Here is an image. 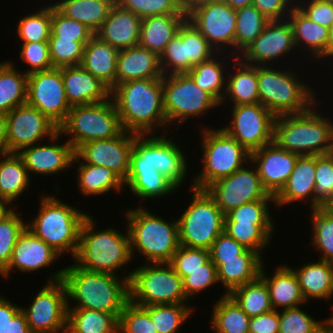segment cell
I'll list each match as a JSON object with an SVG mask.
<instances>
[{
	"mask_svg": "<svg viewBox=\"0 0 333 333\" xmlns=\"http://www.w3.org/2000/svg\"><path fill=\"white\" fill-rule=\"evenodd\" d=\"M125 269V276L120 277L89 271L74 263L65 267L62 281L67 292L68 309L97 310L114 313L119 318L129 302V279L132 272L126 273ZM70 301H76L73 307Z\"/></svg>",
	"mask_w": 333,
	"mask_h": 333,
	"instance_id": "1",
	"label": "cell"
},
{
	"mask_svg": "<svg viewBox=\"0 0 333 333\" xmlns=\"http://www.w3.org/2000/svg\"><path fill=\"white\" fill-rule=\"evenodd\" d=\"M110 97L125 131L155 134L159 127L163 128V133L168 130L162 79L132 80L118 84L110 91Z\"/></svg>",
	"mask_w": 333,
	"mask_h": 333,
	"instance_id": "2",
	"label": "cell"
},
{
	"mask_svg": "<svg viewBox=\"0 0 333 333\" xmlns=\"http://www.w3.org/2000/svg\"><path fill=\"white\" fill-rule=\"evenodd\" d=\"M317 103L302 113L277 116L273 142L300 156L333 153V122L318 112Z\"/></svg>",
	"mask_w": 333,
	"mask_h": 333,
	"instance_id": "3",
	"label": "cell"
},
{
	"mask_svg": "<svg viewBox=\"0 0 333 333\" xmlns=\"http://www.w3.org/2000/svg\"><path fill=\"white\" fill-rule=\"evenodd\" d=\"M91 215L84 220L73 263L83 269L117 275L118 269L133 260L128 230L121 233L113 227L96 231Z\"/></svg>",
	"mask_w": 333,
	"mask_h": 333,
	"instance_id": "4",
	"label": "cell"
},
{
	"mask_svg": "<svg viewBox=\"0 0 333 333\" xmlns=\"http://www.w3.org/2000/svg\"><path fill=\"white\" fill-rule=\"evenodd\" d=\"M40 198L38 215L27 222V228L61 256L70 252L73 259L82 224L89 214L53 195L42 194Z\"/></svg>",
	"mask_w": 333,
	"mask_h": 333,
	"instance_id": "5",
	"label": "cell"
},
{
	"mask_svg": "<svg viewBox=\"0 0 333 333\" xmlns=\"http://www.w3.org/2000/svg\"><path fill=\"white\" fill-rule=\"evenodd\" d=\"M132 258L135 250L148 263H169L179 244L178 221H167L142 205L125 213Z\"/></svg>",
	"mask_w": 333,
	"mask_h": 333,
	"instance_id": "6",
	"label": "cell"
},
{
	"mask_svg": "<svg viewBox=\"0 0 333 333\" xmlns=\"http://www.w3.org/2000/svg\"><path fill=\"white\" fill-rule=\"evenodd\" d=\"M296 75L292 68L257 66L260 103L275 117L305 112L318 101L313 88Z\"/></svg>",
	"mask_w": 333,
	"mask_h": 333,
	"instance_id": "7",
	"label": "cell"
},
{
	"mask_svg": "<svg viewBox=\"0 0 333 333\" xmlns=\"http://www.w3.org/2000/svg\"><path fill=\"white\" fill-rule=\"evenodd\" d=\"M201 131L203 166L191 182L194 188L205 189L251 161V154L222 128L204 127Z\"/></svg>",
	"mask_w": 333,
	"mask_h": 333,
	"instance_id": "8",
	"label": "cell"
},
{
	"mask_svg": "<svg viewBox=\"0 0 333 333\" xmlns=\"http://www.w3.org/2000/svg\"><path fill=\"white\" fill-rule=\"evenodd\" d=\"M124 131L111 97L100 103L72 106L59 127L74 151L89 141L118 137Z\"/></svg>",
	"mask_w": 333,
	"mask_h": 333,
	"instance_id": "9",
	"label": "cell"
},
{
	"mask_svg": "<svg viewBox=\"0 0 333 333\" xmlns=\"http://www.w3.org/2000/svg\"><path fill=\"white\" fill-rule=\"evenodd\" d=\"M166 134H136L129 170L155 169L178 189L186 180L188 159L180 145Z\"/></svg>",
	"mask_w": 333,
	"mask_h": 333,
	"instance_id": "10",
	"label": "cell"
},
{
	"mask_svg": "<svg viewBox=\"0 0 333 333\" xmlns=\"http://www.w3.org/2000/svg\"><path fill=\"white\" fill-rule=\"evenodd\" d=\"M131 272L129 301L133 304H187L182 278L169 263H146Z\"/></svg>",
	"mask_w": 333,
	"mask_h": 333,
	"instance_id": "11",
	"label": "cell"
},
{
	"mask_svg": "<svg viewBox=\"0 0 333 333\" xmlns=\"http://www.w3.org/2000/svg\"><path fill=\"white\" fill-rule=\"evenodd\" d=\"M190 187L192 200L177 219L179 244L209 250L224 231L225 215L205 189Z\"/></svg>",
	"mask_w": 333,
	"mask_h": 333,
	"instance_id": "12",
	"label": "cell"
},
{
	"mask_svg": "<svg viewBox=\"0 0 333 333\" xmlns=\"http://www.w3.org/2000/svg\"><path fill=\"white\" fill-rule=\"evenodd\" d=\"M162 87L164 113L169 126L186 123L191 117H202L208 109L210 111L220 105L208 92L198 87L188 73L164 75Z\"/></svg>",
	"mask_w": 333,
	"mask_h": 333,
	"instance_id": "13",
	"label": "cell"
},
{
	"mask_svg": "<svg viewBox=\"0 0 333 333\" xmlns=\"http://www.w3.org/2000/svg\"><path fill=\"white\" fill-rule=\"evenodd\" d=\"M64 268L52 273L28 308H22L32 333H66L67 292L62 281Z\"/></svg>",
	"mask_w": 333,
	"mask_h": 333,
	"instance_id": "14",
	"label": "cell"
},
{
	"mask_svg": "<svg viewBox=\"0 0 333 333\" xmlns=\"http://www.w3.org/2000/svg\"><path fill=\"white\" fill-rule=\"evenodd\" d=\"M230 124L222 129L250 154L273 142L275 116L261 103L232 106Z\"/></svg>",
	"mask_w": 333,
	"mask_h": 333,
	"instance_id": "15",
	"label": "cell"
},
{
	"mask_svg": "<svg viewBox=\"0 0 333 333\" xmlns=\"http://www.w3.org/2000/svg\"><path fill=\"white\" fill-rule=\"evenodd\" d=\"M26 103L38 109L59 128L72 107L66 97L62 68L29 74Z\"/></svg>",
	"mask_w": 333,
	"mask_h": 333,
	"instance_id": "16",
	"label": "cell"
},
{
	"mask_svg": "<svg viewBox=\"0 0 333 333\" xmlns=\"http://www.w3.org/2000/svg\"><path fill=\"white\" fill-rule=\"evenodd\" d=\"M186 14L187 19L206 38L217 53L229 52L233 55L230 51L234 50L235 9L224 1H218L193 7ZM227 49L228 51H226Z\"/></svg>",
	"mask_w": 333,
	"mask_h": 333,
	"instance_id": "17",
	"label": "cell"
},
{
	"mask_svg": "<svg viewBox=\"0 0 333 333\" xmlns=\"http://www.w3.org/2000/svg\"><path fill=\"white\" fill-rule=\"evenodd\" d=\"M252 166L253 163H249V167L246 164L205 188L224 215L242 204L262 200L269 195L262 186L256 166Z\"/></svg>",
	"mask_w": 333,
	"mask_h": 333,
	"instance_id": "18",
	"label": "cell"
},
{
	"mask_svg": "<svg viewBox=\"0 0 333 333\" xmlns=\"http://www.w3.org/2000/svg\"><path fill=\"white\" fill-rule=\"evenodd\" d=\"M7 144L9 153L35 145L55 135L59 128L38 109L27 103L6 114Z\"/></svg>",
	"mask_w": 333,
	"mask_h": 333,
	"instance_id": "19",
	"label": "cell"
},
{
	"mask_svg": "<svg viewBox=\"0 0 333 333\" xmlns=\"http://www.w3.org/2000/svg\"><path fill=\"white\" fill-rule=\"evenodd\" d=\"M293 49L297 48L289 20H271L238 57L248 65L266 66L274 64L278 59L281 61V58L287 57V53L293 52Z\"/></svg>",
	"mask_w": 333,
	"mask_h": 333,
	"instance_id": "20",
	"label": "cell"
},
{
	"mask_svg": "<svg viewBox=\"0 0 333 333\" xmlns=\"http://www.w3.org/2000/svg\"><path fill=\"white\" fill-rule=\"evenodd\" d=\"M135 137V133L124 131L118 137L89 141L75 155L85 164L109 168L125 182Z\"/></svg>",
	"mask_w": 333,
	"mask_h": 333,
	"instance_id": "21",
	"label": "cell"
},
{
	"mask_svg": "<svg viewBox=\"0 0 333 333\" xmlns=\"http://www.w3.org/2000/svg\"><path fill=\"white\" fill-rule=\"evenodd\" d=\"M299 156L271 142L253 151L250 162L256 165L264 189L275 197L286 184Z\"/></svg>",
	"mask_w": 333,
	"mask_h": 333,
	"instance_id": "22",
	"label": "cell"
},
{
	"mask_svg": "<svg viewBox=\"0 0 333 333\" xmlns=\"http://www.w3.org/2000/svg\"><path fill=\"white\" fill-rule=\"evenodd\" d=\"M63 136L59 131L53 135L48 144H35L22 149L17 153L23 160V163L28 171L35 175H54L72 167L75 151L72 145L66 141L60 142L59 139ZM58 141V142H56ZM55 142L57 144H55ZM40 146H39V145Z\"/></svg>",
	"mask_w": 333,
	"mask_h": 333,
	"instance_id": "23",
	"label": "cell"
},
{
	"mask_svg": "<svg viewBox=\"0 0 333 333\" xmlns=\"http://www.w3.org/2000/svg\"><path fill=\"white\" fill-rule=\"evenodd\" d=\"M60 256L26 227L18 237L7 268L0 275L2 279L9 278L12 270L15 269L26 274L33 273L51 266L57 258L60 259Z\"/></svg>",
	"mask_w": 333,
	"mask_h": 333,
	"instance_id": "24",
	"label": "cell"
},
{
	"mask_svg": "<svg viewBox=\"0 0 333 333\" xmlns=\"http://www.w3.org/2000/svg\"><path fill=\"white\" fill-rule=\"evenodd\" d=\"M160 57L137 45L119 50L116 66V85L132 80L162 79Z\"/></svg>",
	"mask_w": 333,
	"mask_h": 333,
	"instance_id": "25",
	"label": "cell"
},
{
	"mask_svg": "<svg viewBox=\"0 0 333 333\" xmlns=\"http://www.w3.org/2000/svg\"><path fill=\"white\" fill-rule=\"evenodd\" d=\"M62 78L71 106L100 103L110 98V89L81 65L62 68Z\"/></svg>",
	"mask_w": 333,
	"mask_h": 333,
	"instance_id": "26",
	"label": "cell"
},
{
	"mask_svg": "<svg viewBox=\"0 0 333 333\" xmlns=\"http://www.w3.org/2000/svg\"><path fill=\"white\" fill-rule=\"evenodd\" d=\"M141 22L132 11L115 5L95 36L118 50L134 47L139 45Z\"/></svg>",
	"mask_w": 333,
	"mask_h": 333,
	"instance_id": "27",
	"label": "cell"
},
{
	"mask_svg": "<svg viewBox=\"0 0 333 333\" xmlns=\"http://www.w3.org/2000/svg\"><path fill=\"white\" fill-rule=\"evenodd\" d=\"M315 175V156H299L286 184L274 197V205L283 207L303 200L310 201L308 203L314 209Z\"/></svg>",
	"mask_w": 333,
	"mask_h": 333,
	"instance_id": "28",
	"label": "cell"
},
{
	"mask_svg": "<svg viewBox=\"0 0 333 333\" xmlns=\"http://www.w3.org/2000/svg\"><path fill=\"white\" fill-rule=\"evenodd\" d=\"M263 256L251 249L240 254V259L211 260L217 268L218 282L229 295L235 288L256 280L263 266Z\"/></svg>",
	"mask_w": 333,
	"mask_h": 333,
	"instance_id": "29",
	"label": "cell"
},
{
	"mask_svg": "<svg viewBox=\"0 0 333 333\" xmlns=\"http://www.w3.org/2000/svg\"><path fill=\"white\" fill-rule=\"evenodd\" d=\"M287 19L292 26L297 49L300 47L303 52L307 50L308 54H311L310 58L314 56L318 61L328 58L329 28L312 21L296 5Z\"/></svg>",
	"mask_w": 333,
	"mask_h": 333,
	"instance_id": "30",
	"label": "cell"
},
{
	"mask_svg": "<svg viewBox=\"0 0 333 333\" xmlns=\"http://www.w3.org/2000/svg\"><path fill=\"white\" fill-rule=\"evenodd\" d=\"M264 267L263 264L260 277L266 282L274 310L298 307L307 303L292 267L281 264L275 268L270 277L266 274Z\"/></svg>",
	"mask_w": 333,
	"mask_h": 333,
	"instance_id": "31",
	"label": "cell"
},
{
	"mask_svg": "<svg viewBox=\"0 0 333 333\" xmlns=\"http://www.w3.org/2000/svg\"><path fill=\"white\" fill-rule=\"evenodd\" d=\"M233 60L234 69L226 74V90L221 105L227 100L233 102L231 106L260 103L257 66L248 65L236 56Z\"/></svg>",
	"mask_w": 333,
	"mask_h": 333,
	"instance_id": "32",
	"label": "cell"
},
{
	"mask_svg": "<svg viewBox=\"0 0 333 333\" xmlns=\"http://www.w3.org/2000/svg\"><path fill=\"white\" fill-rule=\"evenodd\" d=\"M118 53V49L94 35L84 46L80 65L103 82L111 91L116 86Z\"/></svg>",
	"mask_w": 333,
	"mask_h": 333,
	"instance_id": "33",
	"label": "cell"
},
{
	"mask_svg": "<svg viewBox=\"0 0 333 333\" xmlns=\"http://www.w3.org/2000/svg\"><path fill=\"white\" fill-rule=\"evenodd\" d=\"M187 14H166L142 19L139 45L156 53H164L167 44L178 33Z\"/></svg>",
	"mask_w": 333,
	"mask_h": 333,
	"instance_id": "34",
	"label": "cell"
},
{
	"mask_svg": "<svg viewBox=\"0 0 333 333\" xmlns=\"http://www.w3.org/2000/svg\"><path fill=\"white\" fill-rule=\"evenodd\" d=\"M295 272L301 293L306 302L309 300H330L333 296V264L324 260L306 263Z\"/></svg>",
	"mask_w": 333,
	"mask_h": 333,
	"instance_id": "35",
	"label": "cell"
},
{
	"mask_svg": "<svg viewBox=\"0 0 333 333\" xmlns=\"http://www.w3.org/2000/svg\"><path fill=\"white\" fill-rule=\"evenodd\" d=\"M76 162H80L76 174L77 185L84 197L88 195L89 197L102 196V194L113 191V189L116 192L124 190V181L109 168L85 164L74 155L72 167Z\"/></svg>",
	"mask_w": 333,
	"mask_h": 333,
	"instance_id": "36",
	"label": "cell"
},
{
	"mask_svg": "<svg viewBox=\"0 0 333 333\" xmlns=\"http://www.w3.org/2000/svg\"><path fill=\"white\" fill-rule=\"evenodd\" d=\"M53 5L66 17L83 23L95 34L115 6V0H61Z\"/></svg>",
	"mask_w": 333,
	"mask_h": 333,
	"instance_id": "37",
	"label": "cell"
},
{
	"mask_svg": "<svg viewBox=\"0 0 333 333\" xmlns=\"http://www.w3.org/2000/svg\"><path fill=\"white\" fill-rule=\"evenodd\" d=\"M30 179L23 160L17 153L0 156L1 200L13 204L29 187Z\"/></svg>",
	"mask_w": 333,
	"mask_h": 333,
	"instance_id": "38",
	"label": "cell"
},
{
	"mask_svg": "<svg viewBox=\"0 0 333 333\" xmlns=\"http://www.w3.org/2000/svg\"><path fill=\"white\" fill-rule=\"evenodd\" d=\"M28 75L18 71L11 61L0 62V113L7 114L26 104Z\"/></svg>",
	"mask_w": 333,
	"mask_h": 333,
	"instance_id": "39",
	"label": "cell"
},
{
	"mask_svg": "<svg viewBox=\"0 0 333 333\" xmlns=\"http://www.w3.org/2000/svg\"><path fill=\"white\" fill-rule=\"evenodd\" d=\"M222 54L224 53H217L211 59L194 66L188 72L197 86L208 92L220 105L226 90L227 75L225 74H227L228 69L225 70L227 68V66L225 67V58L232 56L225 57L223 55L222 57Z\"/></svg>",
	"mask_w": 333,
	"mask_h": 333,
	"instance_id": "40",
	"label": "cell"
},
{
	"mask_svg": "<svg viewBox=\"0 0 333 333\" xmlns=\"http://www.w3.org/2000/svg\"><path fill=\"white\" fill-rule=\"evenodd\" d=\"M215 302L210 320L215 333H249L251 318L230 295L224 293Z\"/></svg>",
	"mask_w": 333,
	"mask_h": 333,
	"instance_id": "41",
	"label": "cell"
},
{
	"mask_svg": "<svg viewBox=\"0 0 333 333\" xmlns=\"http://www.w3.org/2000/svg\"><path fill=\"white\" fill-rule=\"evenodd\" d=\"M119 318L114 313L91 309H68L66 333H118Z\"/></svg>",
	"mask_w": 333,
	"mask_h": 333,
	"instance_id": "42",
	"label": "cell"
},
{
	"mask_svg": "<svg viewBox=\"0 0 333 333\" xmlns=\"http://www.w3.org/2000/svg\"><path fill=\"white\" fill-rule=\"evenodd\" d=\"M125 187L141 202L144 199H156L169 195L177 188L155 169L129 170L124 182Z\"/></svg>",
	"mask_w": 333,
	"mask_h": 333,
	"instance_id": "43",
	"label": "cell"
},
{
	"mask_svg": "<svg viewBox=\"0 0 333 333\" xmlns=\"http://www.w3.org/2000/svg\"><path fill=\"white\" fill-rule=\"evenodd\" d=\"M269 21L254 5L237 9L233 56L238 57L262 33Z\"/></svg>",
	"mask_w": 333,
	"mask_h": 333,
	"instance_id": "44",
	"label": "cell"
},
{
	"mask_svg": "<svg viewBox=\"0 0 333 333\" xmlns=\"http://www.w3.org/2000/svg\"><path fill=\"white\" fill-rule=\"evenodd\" d=\"M229 295L250 318L273 310L268 287L260 276L235 288Z\"/></svg>",
	"mask_w": 333,
	"mask_h": 333,
	"instance_id": "45",
	"label": "cell"
},
{
	"mask_svg": "<svg viewBox=\"0 0 333 333\" xmlns=\"http://www.w3.org/2000/svg\"><path fill=\"white\" fill-rule=\"evenodd\" d=\"M274 225H255L253 223L225 222L224 231L245 248L258 252L261 256L270 244Z\"/></svg>",
	"mask_w": 333,
	"mask_h": 333,
	"instance_id": "46",
	"label": "cell"
},
{
	"mask_svg": "<svg viewBox=\"0 0 333 333\" xmlns=\"http://www.w3.org/2000/svg\"><path fill=\"white\" fill-rule=\"evenodd\" d=\"M311 245L322 254L320 260L333 264V210L319 207L311 210Z\"/></svg>",
	"mask_w": 333,
	"mask_h": 333,
	"instance_id": "47",
	"label": "cell"
},
{
	"mask_svg": "<svg viewBox=\"0 0 333 333\" xmlns=\"http://www.w3.org/2000/svg\"><path fill=\"white\" fill-rule=\"evenodd\" d=\"M150 315L158 333H177L180 326L185 323L194 308L187 304H161L141 306Z\"/></svg>",
	"mask_w": 333,
	"mask_h": 333,
	"instance_id": "48",
	"label": "cell"
},
{
	"mask_svg": "<svg viewBox=\"0 0 333 333\" xmlns=\"http://www.w3.org/2000/svg\"><path fill=\"white\" fill-rule=\"evenodd\" d=\"M52 3L22 17L17 26L21 42H48L51 36Z\"/></svg>",
	"mask_w": 333,
	"mask_h": 333,
	"instance_id": "49",
	"label": "cell"
},
{
	"mask_svg": "<svg viewBox=\"0 0 333 333\" xmlns=\"http://www.w3.org/2000/svg\"><path fill=\"white\" fill-rule=\"evenodd\" d=\"M184 41L185 59H188V72L201 62L217 54L206 38L186 19L178 30Z\"/></svg>",
	"mask_w": 333,
	"mask_h": 333,
	"instance_id": "50",
	"label": "cell"
},
{
	"mask_svg": "<svg viewBox=\"0 0 333 333\" xmlns=\"http://www.w3.org/2000/svg\"><path fill=\"white\" fill-rule=\"evenodd\" d=\"M279 310V333H324L327 319L316 321L300 306Z\"/></svg>",
	"mask_w": 333,
	"mask_h": 333,
	"instance_id": "51",
	"label": "cell"
},
{
	"mask_svg": "<svg viewBox=\"0 0 333 333\" xmlns=\"http://www.w3.org/2000/svg\"><path fill=\"white\" fill-rule=\"evenodd\" d=\"M314 209L333 202V153L315 156Z\"/></svg>",
	"mask_w": 333,
	"mask_h": 333,
	"instance_id": "52",
	"label": "cell"
},
{
	"mask_svg": "<svg viewBox=\"0 0 333 333\" xmlns=\"http://www.w3.org/2000/svg\"><path fill=\"white\" fill-rule=\"evenodd\" d=\"M115 5L139 18L166 14H186L182 0H115Z\"/></svg>",
	"mask_w": 333,
	"mask_h": 333,
	"instance_id": "53",
	"label": "cell"
},
{
	"mask_svg": "<svg viewBox=\"0 0 333 333\" xmlns=\"http://www.w3.org/2000/svg\"><path fill=\"white\" fill-rule=\"evenodd\" d=\"M269 202H275L274 196L256 200L232 209L225 215V222L253 223L255 225H274L270 214ZM274 221V222H273Z\"/></svg>",
	"mask_w": 333,
	"mask_h": 333,
	"instance_id": "54",
	"label": "cell"
},
{
	"mask_svg": "<svg viewBox=\"0 0 333 333\" xmlns=\"http://www.w3.org/2000/svg\"><path fill=\"white\" fill-rule=\"evenodd\" d=\"M94 35L83 23L66 17L52 4L50 38L79 41L85 46Z\"/></svg>",
	"mask_w": 333,
	"mask_h": 333,
	"instance_id": "55",
	"label": "cell"
},
{
	"mask_svg": "<svg viewBox=\"0 0 333 333\" xmlns=\"http://www.w3.org/2000/svg\"><path fill=\"white\" fill-rule=\"evenodd\" d=\"M19 216L15 210L0 223V274L7 268L18 237L27 227V221Z\"/></svg>",
	"mask_w": 333,
	"mask_h": 333,
	"instance_id": "56",
	"label": "cell"
},
{
	"mask_svg": "<svg viewBox=\"0 0 333 333\" xmlns=\"http://www.w3.org/2000/svg\"><path fill=\"white\" fill-rule=\"evenodd\" d=\"M48 43L53 68H64L81 64L84 51V45L81 42L49 38Z\"/></svg>",
	"mask_w": 333,
	"mask_h": 333,
	"instance_id": "57",
	"label": "cell"
},
{
	"mask_svg": "<svg viewBox=\"0 0 333 333\" xmlns=\"http://www.w3.org/2000/svg\"><path fill=\"white\" fill-rule=\"evenodd\" d=\"M118 333H158L149 313L128 302L119 316Z\"/></svg>",
	"mask_w": 333,
	"mask_h": 333,
	"instance_id": "58",
	"label": "cell"
},
{
	"mask_svg": "<svg viewBox=\"0 0 333 333\" xmlns=\"http://www.w3.org/2000/svg\"><path fill=\"white\" fill-rule=\"evenodd\" d=\"M209 260V250L204 248H189L180 245L173 254L169 264L183 280L189 275V272L201 269V266L206 264Z\"/></svg>",
	"mask_w": 333,
	"mask_h": 333,
	"instance_id": "59",
	"label": "cell"
},
{
	"mask_svg": "<svg viewBox=\"0 0 333 333\" xmlns=\"http://www.w3.org/2000/svg\"><path fill=\"white\" fill-rule=\"evenodd\" d=\"M182 283L186 298L194 300L197 293H201V291H205L215 283H218L217 268L214 263L209 260L206 264L201 266V269L189 272V275L182 280Z\"/></svg>",
	"mask_w": 333,
	"mask_h": 333,
	"instance_id": "60",
	"label": "cell"
},
{
	"mask_svg": "<svg viewBox=\"0 0 333 333\" xmlns=\"http://www.w3.org/2000/svg\"><path fill=\"white\" fill-rule=\"evenodd\" d=\"M21 44L20 60L31 66L27 71H23L25 74L53 68L48 42H22Z\"/></svg>",
	"mask_w": 333,
	"mask_h": 333,
	"instance_id": "61",
	"label": "cell"
},
{
	"mask_svg": "<svg viewBox=\"0 0 333 333\" xmlns=\"http://www.w3.org/2000/svg\"><path fill=\"white\" fill-rule=\"evenodd\" d=\"M160 65L164 75L188 73V59H185L184 41L178 33L167 44L160 57Z\"/></svg>",
	"mask_w": 333,
	"mask_h": 333,
	"instance_id": "62",
	"label": "cell"
},
{
	"mask_svg": "<svg viewBox=\"0 0 333 333\" xmlns=\"http://www.w3.org/2000/svg\"><path fill=\"white\" fill-rule=\"evenodd\" d=\"M295 1L296 6L312 21L327 28L333 25V2L330 0Z\"/></svg>",
	"mask_w": 333,
	"mask_h": 333,
	"instance_id": "63",
	"label": "cell"
},
{
	"mask_svg": "<svg viewBox=\"0 0 333 333\" xmlns=\"http://www.w3.org/2000/svg\"><path fill=\"white\" fill-rule=\"evenodd\" d=\"M246 249L242 244H239L223 231L209 249L210 260L240 259V254Z\"/></svg>",
	"mask_w": 333,
	"mask_h": 333,
	"instance_id": "64",
	"label": "cell"
},
{
	"mask_svg": "<svg viewBox=\"0 0 333 333\" xmlns=\"http://www.w3.org/2000/svg\"><path fill=\"white\" fill-rule=\"evenodd\" d=\"M253 5L271 21L287 19L296 2L294 0H253Z\"/></svg>",
	"mask_w": 333,
	"mask_h": 333,
	"instance_id": "65",
	"label": "cell"
},
{
	"mask_svg": "<svg viewBox=\"0 0 333 333\" xmlns=\"http://www.w3.org/2000/svg\"><path fill=\"white\" fill-rule=\"evenodd\" d=\"M249 333H279V310H271L252 317Z\"/></svg>",
	"mask_w": 333,
	"mask_h": 333,
	"instance_id": "66",
	"label": "cell"
},
{
	"mask_svg": "<svg viewBox=\"0 0 333 333\" xmlns=\"http://www.w3.org/2000/svg\"><path fill=\"white\" fill-rule=\"evenodd\" d=\"M10 301L0 295V333H4L7 323L21 311L20 306Z\"/></svg>",
	"mask_w": 333,
	"mask_h": 333,
	"instance_id": "67",
	"label": "cell"
},
{
	"mask_svg": "<svg viewBox=\"0 0 333 333\" xmlns=\"http://www.w3.org/2000/svg\"><path fill=\"white\" fill-rule=\"evenodd\" d=\"M4 333H32L22 311L7 323Z\"/></svg>",
	"mask_w": 333,
	"mask_h": 333,
	"instance_id": "68",
	"label": "cell"
},
{
	"mask_svg": "<svg viewBox=\"0 0 333 333\" xmlns=\"http://www.w3.org/2000/svg\"><path fill=\"white\" fill-rule=\"evenodd\" d=\"M9 154L7 144L6 115L0 113V156Z\"/></svg>",
	"mask_w": 333,
	"mask_h": 333,
	"instance_id": "69",
	"label": "cell"
},
{
	"mask_svg": "<svg viewBox=\"0 0 333 333\" xmlns=\"http://www.w3.org/2000/svg\"><path fill=\"white\" fill-rule=\"evenodd\" d=\"M11 203L3 201L0 199V223L7 219L16 209Z\"/></svg>",
	"mask_w": 333,
	"mask_h": 333,
	"instance_id": "70",
	"label": "cell"
},
{
	"mask_svg": "<svg viewBox=\"0 0 333 333\" xmlns=\"http://www.w3.org/2000/svg\"><path fill=\"white\" fill-rule=\"evenodd\" d=\"M223 0H182L183 7L186 13L191 10L193 7H197L199 5L209 3V2H218Z\"/></svg>",
	"mask_w": 333,
	"mask_h": 333,
	"instance_id": "71",
	"label": "cell"
},
{
	"mask_svg": "<svg viewBox=\"0 0 333 333\" xmlns=\"http://www.w3.org/2000/svg\"><path fill=\"white\" fill-rule=\"evenodd\" d=\"M231 8L237 10L245 6L253 5V0H223Z\"/></svg>",
	"mask_w": 333,
	"mask_h": 333,
	"instance_id": "72",
	"label": "cell"
},
{
	"mask_svg": "<svg viewBox=\"0 0 333 333\" xmlns=\"http://www.w3.org/2000/svg\"><path fill=\"white\" fill-rule=\"evenodd\" d=\"M333 58V25L329 28L328 59Z\"/></svg>",
	"mask_w": 333,
	"mask_h": 333,
	"instance_id": "73",
	"label": "cell"
},
{
	"mask_svg": "<svg viewBox=\"0 0 333 333\" xmlns=\"http://www.w3.org/2000/svg\"><path fill=\"white\" fill-rule=\"evenodd\" d=\"M328 207L333 210V202Z\"/></svg>",
	"mask_w": 333,
	"mask_h": 333,
	"instance_id": "74",
	"label": "cell"
}]
</instances>
